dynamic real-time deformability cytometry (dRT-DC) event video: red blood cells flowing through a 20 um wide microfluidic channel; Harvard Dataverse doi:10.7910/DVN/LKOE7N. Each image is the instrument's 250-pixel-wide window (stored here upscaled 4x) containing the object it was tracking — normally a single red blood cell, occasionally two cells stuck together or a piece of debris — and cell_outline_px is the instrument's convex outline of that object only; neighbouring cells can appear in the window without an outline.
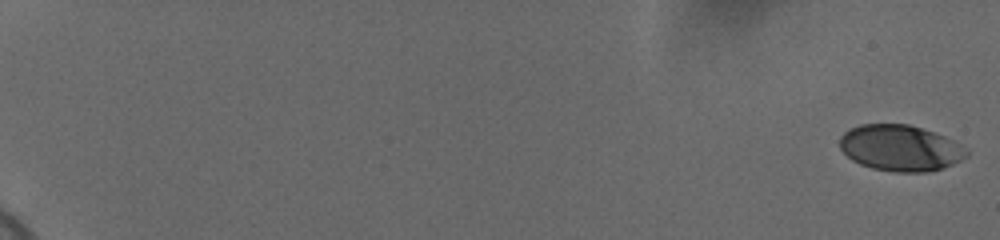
{"species": "human", "species_latin": "Homo sapiens", "temperature_condition": "cold", "stored_images_in_passage": 59, "camera_frame_rate_fps": 3000, "um_per_image_px": 0.085, "donor": {"sex": "female"}, "frame": {"image": 1, "passage_image": 1, "time_ms": 0.0, "image_size_px": [1000, 240], "cell_outline_px": [[968, 156], [944, 168], [928, 172], [896, 172], [872, 168], [860, 164], [852, 160], [840, 148], [840, 136], [848, 128], [860, 124], [908, 124], [936, 132], [968, 148]], "centroid_in_image_um": [76.53, 12.57], "position_along_channel_um": 8.5, "area_um2": 34.28}}
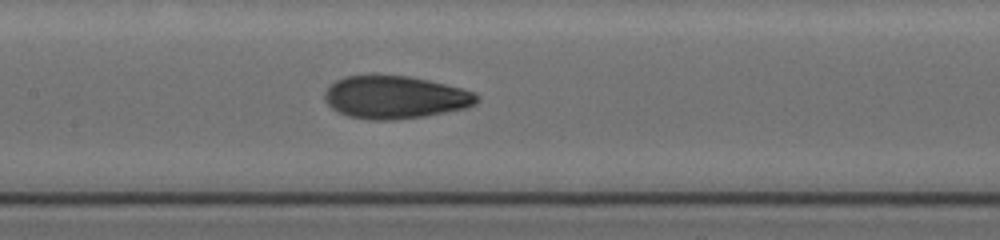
{"frame": {"image": 2, "passage_image": 33, "time_ms": 10.667, "image_size_px": [1000, 240], "cell_outline_px": [[480, 100], [476, 104], [468, 108], [424, 116], [396, 120], [372, 120], [348, 116], [336, 112], [324, 100], [324, 92], [336, 80], [344, 76], [372, 72], [376, 72], [408, 76], [428, 80], [476, 92], [480, 96]], "centroid_in_image_um": [33.56, 8.23], "position_along_channel_um": 173.8, "area_um2": 38.96}}
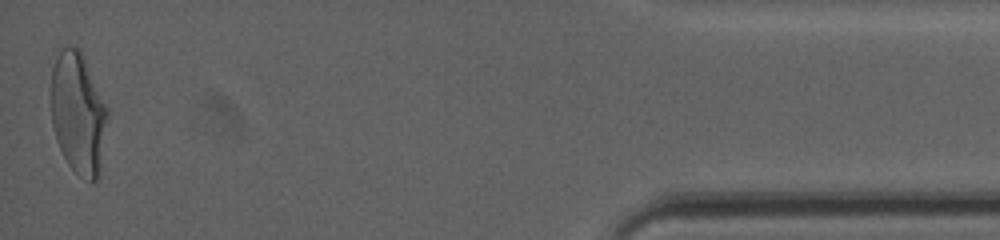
{"frame": {"image": 3, "passage_image": 59, "time_ms": 19.333, "image_size_px": [1000, 240], "cell_outline_px": [[108, 116], [100, 168], [96, 180], [88, 180], [76, 172], [68, 164], [56, 140], [52, 124], [52, 68], [60, 52], [64, 48], [76, 44], [80, 48], [84, 56], [108, 108]], "centroid_in_image_um": [6.66, 9.59], "position_along_channel_um": 428.5, "area_um2": 39.65}, "authors_computed_cell_mechanics": {"area_um2": 36.992, "velocity_mm_per_s": 3.6932, "shape_relaxation_time_tau1_ms": 4.4618, "shape_relaxation_time_tau2_ms": 1.0315, "deformation_change_tau1": 0.161, "deformation_change_tau2": 0.061}}